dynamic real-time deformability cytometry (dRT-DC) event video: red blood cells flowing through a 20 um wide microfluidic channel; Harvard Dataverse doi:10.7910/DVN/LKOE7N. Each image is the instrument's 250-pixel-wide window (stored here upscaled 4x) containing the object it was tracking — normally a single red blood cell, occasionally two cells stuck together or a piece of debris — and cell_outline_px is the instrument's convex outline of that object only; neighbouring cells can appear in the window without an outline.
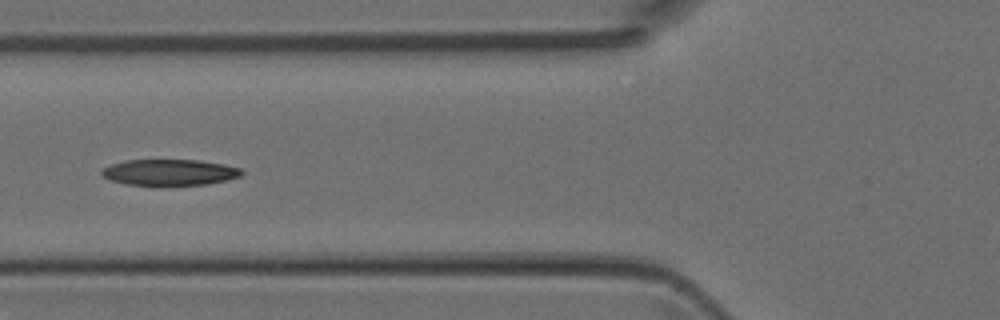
{"species": "Egyptian fruit bat (a non-hibernating species)", "species_latin": "Rousettus aegyptiacus", "temperature_condition": "room temperature", "stored_images_in_passage": 6, "camera_frame_rate_fps": 3000, "um_per_image_px": 0.085, "animal": {"sex": "female"}, "frame": {"image": 1, "passage_image": 6, "time_ms": 1.667, "image_size_px": [1000, 320], "cell_outline_px": [[244, 172], [240, 176], [228, 180], [208, 184], [160, 188], [128, 184], [112, 180], [104, 176], [100, 172], [104, 168], [112, 164], [124, 160], [200, 160], [224, 164], [244, 168]], "centroid_in_image_um": [14.48, 14.68], "position_along_channel_um": 111.3, "area_um2": 22.14}}